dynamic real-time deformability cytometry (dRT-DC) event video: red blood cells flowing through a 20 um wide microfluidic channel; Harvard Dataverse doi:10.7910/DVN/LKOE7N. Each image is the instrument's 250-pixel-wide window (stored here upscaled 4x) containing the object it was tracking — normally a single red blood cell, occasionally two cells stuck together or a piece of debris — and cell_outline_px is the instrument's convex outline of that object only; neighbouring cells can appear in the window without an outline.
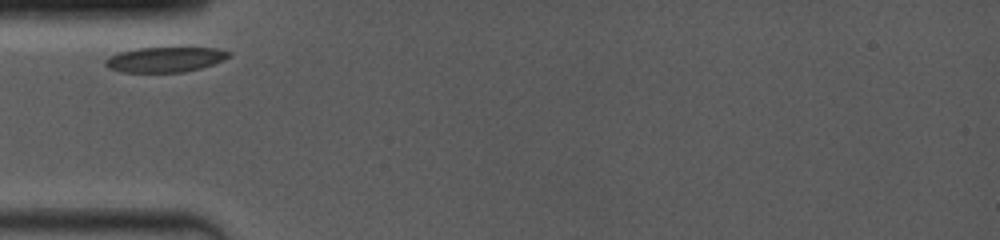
{"species": "common noctule bat (a hibernating species)", "species_latin": "Nyctalus noctula", "temperature_condition": "room temperature", "stored_images_in_passage": 41, "camera_frame_rate_fps": 4000, "um_per_image_px": 0.085, "animal": {"sex": "female", "body_mass_g": 19.0, "forearm_length_mm": 53.3}, "frame": {"image": 1, "passage_image": 1, "time_ms": 0.0, "image_size_px": [1000, 240], "cell_outline_px": [[232, 56], [224, 60], [200, 68], [184, 72], [120, 72], [108, 68], [104, 64], [104, 60], [108, 56], [120, 52], [136, 48], [216, 48], [232, 52]], "centroid_in_image_um": [14.02, 5.06], "position_along_channel_um": 71.0, "area_um2": 18.15}}
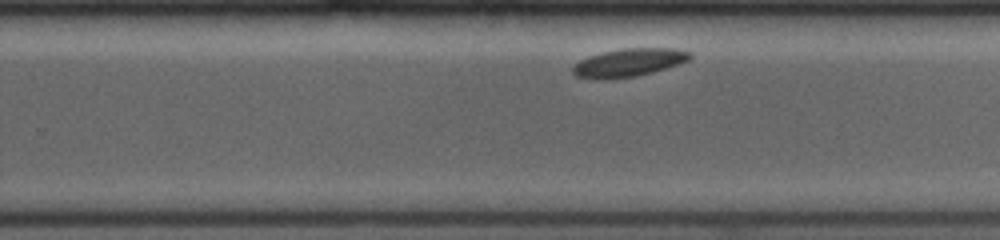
{"frame": {"image": 2, "passage_image": 20, "time_ms": 5.75, "image_size_px": [1000, 240], "cell_outline_px": [[692, 56], [688, 60], [652, 72], [636, 76], [608, 80], [604, 80], [576, 76], [572, 72], [572, 68], [580, 60], [588, 56], [604, 52], [624, 48], [676, 48], [692, 52]], "centroid_in_image_um": [53.44, 5.32], "position_along_channel_um": 276.4, "area_um2": 19.07}}
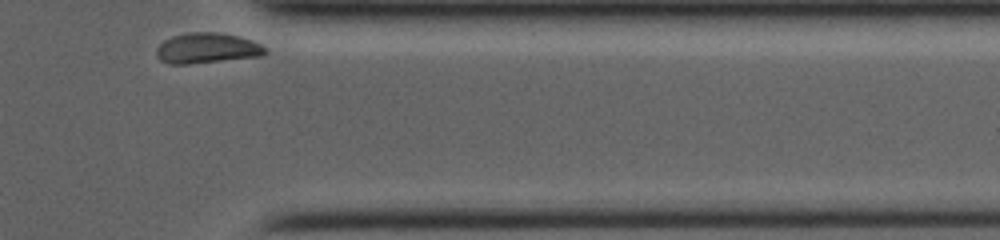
{"frame": {"image": 3, "passage_image": 40, "time_ms": 9.0, "image_size_px": [1000, 240], "cell_outline_px": [[268, 52], [264, 56], [188, 64], [172, 64], [160, 60], [156, 56], [156, 48], [164, 40], [172, 36], [192, 32], [216, 32], [236, 36], [252, 40], [260, 44]], "centroid_in_image_um": [17.59, 4.1], "position_along_channel_um": 393.8, "area_um2": 19.25}}